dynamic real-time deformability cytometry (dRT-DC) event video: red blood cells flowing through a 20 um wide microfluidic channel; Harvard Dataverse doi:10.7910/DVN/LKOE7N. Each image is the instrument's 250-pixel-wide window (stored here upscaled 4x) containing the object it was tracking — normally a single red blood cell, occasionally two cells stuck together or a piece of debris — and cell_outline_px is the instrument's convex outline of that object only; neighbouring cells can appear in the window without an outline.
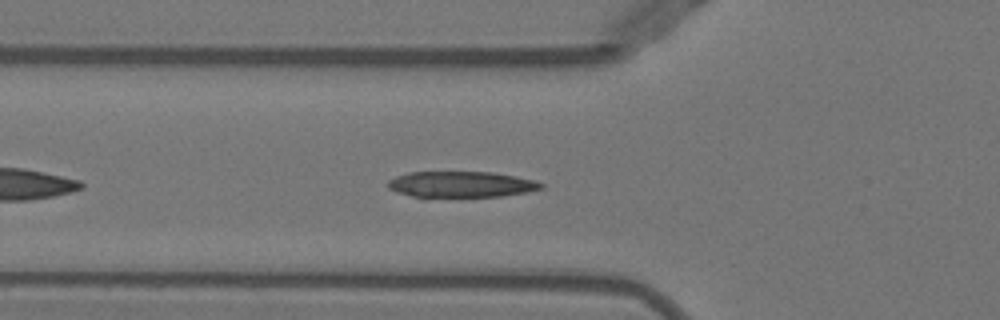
{"species": "Egyptian fruit bat (a non-hibernating species)", "species_latin": "Rousettus aegyptiacus", "temperature_condition": "warm", "stored_images_in_passage": 37, "camera_frame_rate_fps": 3000, "um_per_image_px": 0.085, "animal": {"sex": "female"}, "frame": {"image": 1, "passage_image": 6, "time_ms": 1.667, "image_size_px": [1000, 320], "cell_outline_px": [[544, 188], [528, 192], [504, 196], [424, 200], [396, 192], [388, 188], [388, 180], [396, 176], [408, 172], [492, 172], [516, 176], [536, 180], [544, 184]], "centroid_in_image_um": [39.16, 15.72], "position_along_channel_um": 86.6, "area_um2": 24.51}}
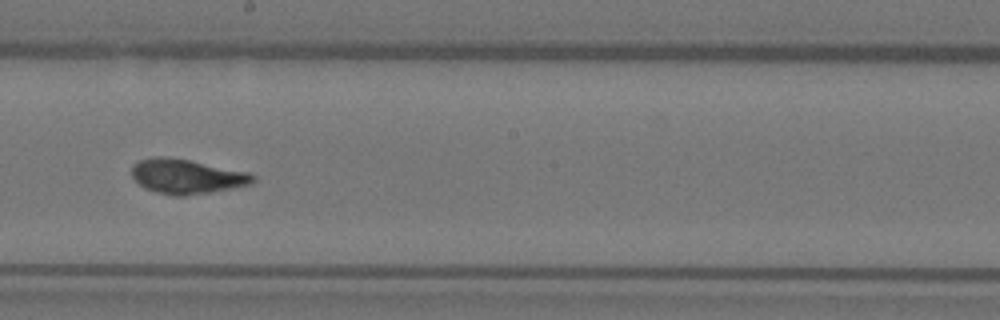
{"frame": {"image": 2, "passage_image": 17, "time_ms": 5.333, "image_size_px": [1000, 320], "cell_outline_px": [[256, 180], [252, 184], [232, 188], [184, 196], [176, 196], [156, 192], [144, 188], [132, 176], [132, 164], [140, 160], [156, 156], [168, 156], [248, 172], [256, 176]], "centroid_in_image_um": [15.86, 14.99], "position_along_channel_um": 232.3, "area_um2": 24.33}}
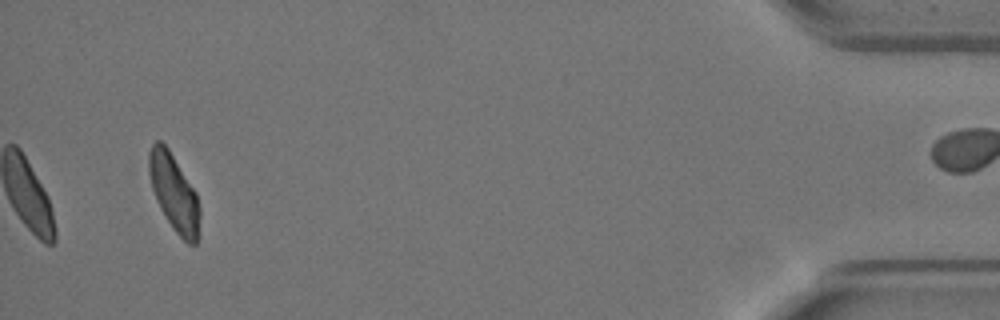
{"frame": {"image": 3, "passage_image": 37, "time_ms": 12.0, "image_size_px": [1000, 320], "cell_outline_px": [[200, 216], [196, 244], [188, 244], [172, 228], [160, 208], [156, 200], [152, 188], [148, 172], [148, 152], [152, 144], [156, 140], [160, 140], [168, 148], [196, 192], [200, 208]], "centroid_in_image_um": [14.78, 16.37], "position_along_channel_um": 420.4, "area_um2": 22.72}, "authors_computed_cell_mechanics": {"area_um2": 23.6402, "velocity_mm_per_s": 3.9639, "shape_relaxation_time_tau1_ms": 4.8206, "shape_relaxation_time_tau2_ms": 0.9587, "deformation_change_tau1": 0.2118, "deformation_change_tau2": 0.0663}}